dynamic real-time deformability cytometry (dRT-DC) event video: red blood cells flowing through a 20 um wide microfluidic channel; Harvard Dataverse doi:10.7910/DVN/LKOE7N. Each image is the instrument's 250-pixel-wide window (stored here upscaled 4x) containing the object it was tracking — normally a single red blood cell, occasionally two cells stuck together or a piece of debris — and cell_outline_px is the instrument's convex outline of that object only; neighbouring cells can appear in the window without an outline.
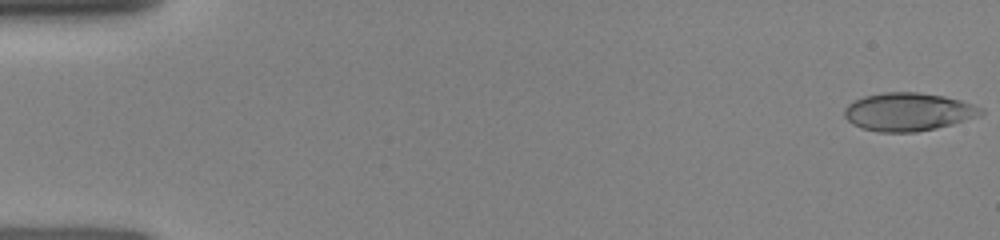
{"species": "human", "species_latin": "Homo sapiens", "temperature_condition": "room temperature", "stored_images_in_passage": 13, "camera_frame_rate_fps": 3000, "um_per_image_px": 0.085, "donor": {"sex": "female"}, "frame": {"image": 1, "passage_image": 1, "time_ms": 0.0, "image_size_px": [1000, 240], "cell_outline_px": [[984, 112], [976, 116], [952, 124], [936, 128], [916, 132], [880, 132], [864, 128], [852, 124], [844, 116], [844, 108], [848, 104], [864, 96], [884, 92], [916, 92], [944, 96], [960, 100], [984, 108]], "centroid_in_image_um": [77.18, 9.5], "position_along_channel_um": 7.8, "area_um2": 30.11}}
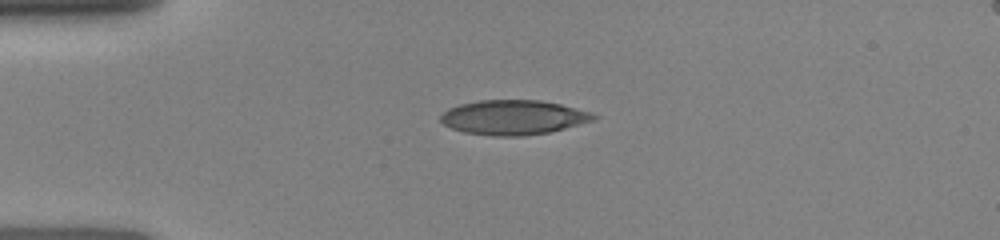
{"frame": {"image": 2, "passage_image": 8, "time_ms": 3.667, "image_size_px": [1000, 240], "cell_outline_px": [[600, 116], [596, 120], [548, 132], [524, 136], [492, 136], [464, 132], [452, 128], [444, 124], [440, 120], [440, 116], [448, 108], [460, 104], [480, 100], [540, 100], [560, 104], [592, 112]], "centroid_in_image_um": [43.66, 9.97], "position_along_channel_um": 41.3, "area_um2": 30.92}}
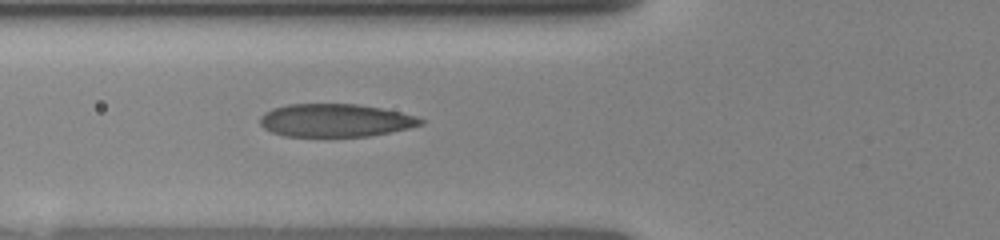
{"frame": {"image": 3, "passage_image": 13, "time_ms": 5.667, "image_size_px": [1000, 240], "cell_outline_px": [[424, 124], [408, 128], [368, 136], [284, 136], [272, 132], [264, 128], [260, 124], [260, 116], [264, 112], [272, 108], [288, 104], [356, 104], [380, 108], [400, 112], [416, 116], [424, 120]], "centroid_in_image_um": [28.47, 10.22], "position_along_channel_um": 97.3, "area_um2": 30.75}}